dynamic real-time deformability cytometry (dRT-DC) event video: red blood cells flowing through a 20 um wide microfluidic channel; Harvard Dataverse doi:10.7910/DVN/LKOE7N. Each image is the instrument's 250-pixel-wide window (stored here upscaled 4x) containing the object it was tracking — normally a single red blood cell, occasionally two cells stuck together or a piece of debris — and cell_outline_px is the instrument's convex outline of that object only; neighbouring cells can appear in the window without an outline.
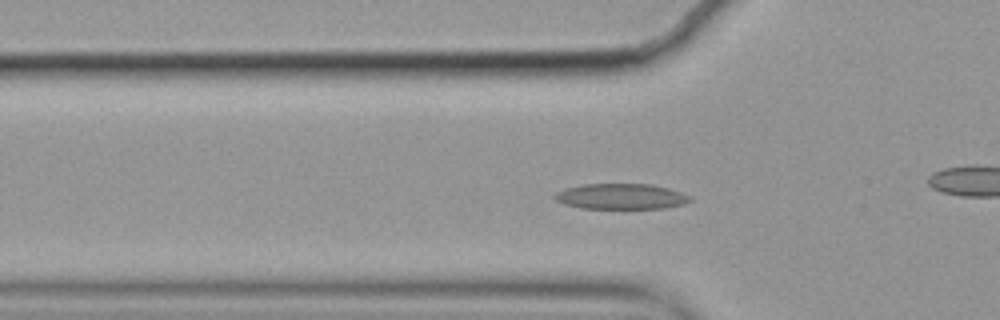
{"species": "common noctule bat (a hibernating species)", "species_latin": "Nyctalus noctula", "temperature_condition": "cold", "stored_images_in_passage": 57, "camera_frame_rate_fps": 3000, "um_per_image_px": 0.085, "animal": {"sex": "female", "body_mass_g": 19.9}, "frame": {"image": 1, "passage_image": 17, "time_ms": 5.333, "image_size_px": [1000, 320], "cell_outline_px": [[692, 200], [684, 204], [664, 208], [580, 208], [564, 204], [556, 200], [552, 196], [556, 192], [564, 188], [584, 184], [652, 184], [668, 188], [680, 192], [688, 196]], "centroid_in_image_um": [52.74, 16.69], "position_along_channel_um": 73.1, "area_um2": 20.11}}
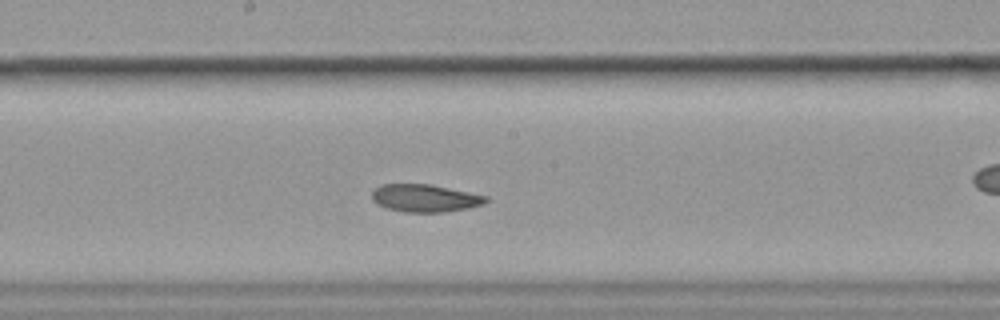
{"frame": {"image": 2, "passage_image": 29, "time_ms": 9.333, "image_size_px": [1000, 320], "cell_outline_px": [[488, 200], [484, 204], [468, 208], [444, 212], [404, 212], [388, 208], [376, 204], [372, 200], [372, 192], [380, 184], [428, 184], [488, 196]], "centroid_in_image_um": [36.11, 16.84], "position_along_channel_um": 212.1, "area_um2": 18.26}}
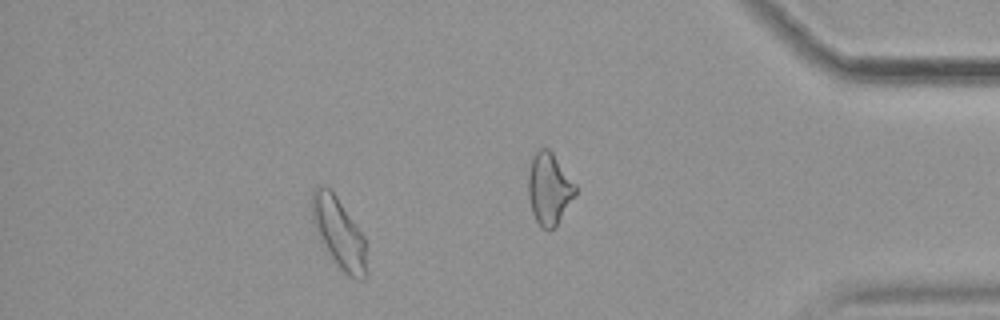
{"frame": {"image": 3, "passage_image": 50, "time_ms": 16.333, "image_size_px": [1000, 320], "cell_outline_px": [[368, 272], [364, 280], [356, 280], [348, 276], [336, 264], [324, 248], [312, 224], [312, 192], [316, 184], [328, 188], [336, 196], [364, 236]], "centroid_in_image_um": [28.81, 19.85], "position_along_channel_um": 406.4, "area_um2": 22.6}, "authors_computed_cell_mechanics": {"area_um2": 19.5942, "velocity_mm_per_s": 3.4783, "shape_relaxation_time_tau1_ms": null, "shape_relaxation_time_tau2_ms": 5.3153, "deformation_change_tau1": null, "deformation_change_tau2": 0.1088}}